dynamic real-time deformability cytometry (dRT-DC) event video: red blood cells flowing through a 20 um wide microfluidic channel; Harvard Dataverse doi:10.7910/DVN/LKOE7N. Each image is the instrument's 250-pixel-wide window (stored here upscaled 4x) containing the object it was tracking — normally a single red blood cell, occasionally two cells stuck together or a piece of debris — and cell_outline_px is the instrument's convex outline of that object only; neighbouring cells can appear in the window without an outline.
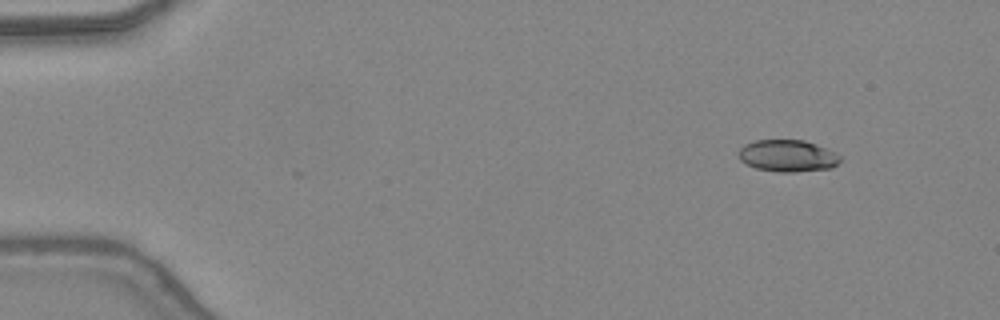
{"species": "common noctule bat (a hibernating species)", "species_latin": "Nyctalus noctula", "temperature_condition": "warm", "stored_images_in_passage": 7, "camera_frame_rate_fps": 3000, "um_per_image_px": 0.085, "animal": {"sex": "female", "body_mass_g": 24.6, "forearm_length_mm": 56.2}, "frame": {"image": 1, "passage_image": 1, "time_ms": 0.0, "image_size_px": [1000, 320], "cell_outline_px": [[840, 160], [832, 168], [796, 172], [776, 172], [756, 168], [740, 160], [736, 152], [744, 144], [756, 140], [804, 140], [816, 144], [840, 156]], "centroid_in_image_um": [66.9, 13.25], "position_along_channel_um": 18.1, "area_um2": 18.84}}